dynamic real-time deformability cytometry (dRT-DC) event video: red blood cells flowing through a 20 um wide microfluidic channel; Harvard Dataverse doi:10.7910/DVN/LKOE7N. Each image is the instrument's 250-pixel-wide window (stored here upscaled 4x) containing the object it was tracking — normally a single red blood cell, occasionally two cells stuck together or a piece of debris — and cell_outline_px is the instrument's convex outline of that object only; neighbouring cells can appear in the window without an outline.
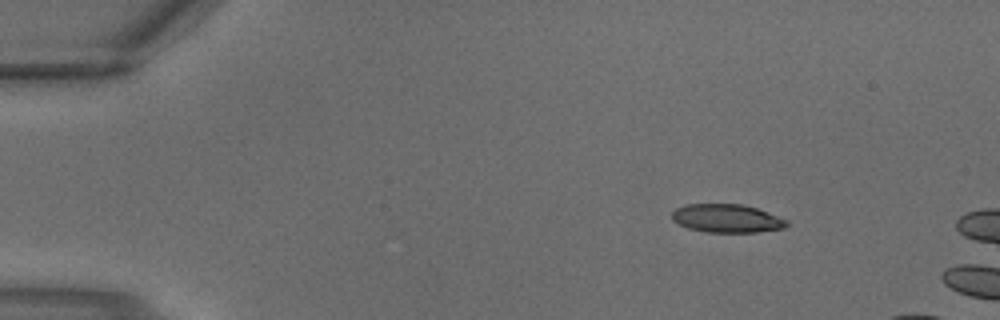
{"species": "common noctule bat (a hibernating species)", "species_latin": "Nyctalus noctula", "temperature_condition": "warm", "stored_images_in_passage": 2, "camera_frame_rate_fps": 3000, "um_per_image_px": 0.085, "animal": {"sex": "male", "body_mass_g": 18.8}, "frame": {"image": 1, "passage_image": 1, "time_ms": 0.0, "image_size_px": [1000, 320], "cell_outline_px": [[788, 224], [784, 228], [756, 232], [708, 232], [688, 228], [672, 220], [672, 212], [676, 208], [688, 204], [740, 204], [756, 208], [788, 220]], "centroid_in_image_um": [61.77, 18.56], "position_along_channel_um": 23.2, "area_um2": 18.79}}